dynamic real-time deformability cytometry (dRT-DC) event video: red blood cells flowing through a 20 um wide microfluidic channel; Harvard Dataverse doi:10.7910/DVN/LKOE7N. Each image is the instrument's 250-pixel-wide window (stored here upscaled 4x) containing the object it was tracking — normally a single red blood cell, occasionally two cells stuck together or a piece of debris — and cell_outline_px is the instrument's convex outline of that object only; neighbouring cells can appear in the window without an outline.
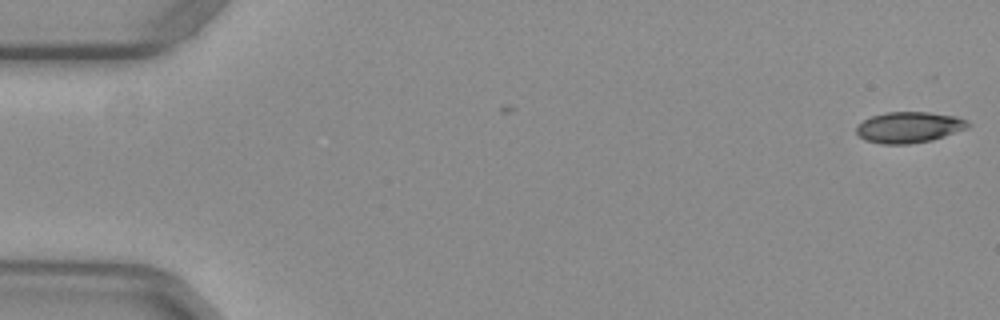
{"species": "common noctule bat (a hibernating species)", "species_latin": "Nyctalus noctula", "temperature_condition": "warm", "stored_images_in_passage": 5, "camera_frame_rate_fps": 3000, "um_per_image_px": 0.085, "animal": {"sex": "female", "body_mass_g": 29.2, "forearm_length_mm": 56.3}, "frame": {"image": 1, "passage_image": 1, "time_ms": 0.0, "image_size_px": [1000, 320], "cell_outline_px": [[972, 124], [968, 128], [932, 140], [908, 144], [880, 144], [864, 140], [856, 132], [856, 124], [872, 116], [884, 112], [928, 112], [956, 116], [968, 120]], "centroid_in_image_um": [77.27, 10.82], "position_along_channel_um": 7.7, "area_um2": 20.35}}